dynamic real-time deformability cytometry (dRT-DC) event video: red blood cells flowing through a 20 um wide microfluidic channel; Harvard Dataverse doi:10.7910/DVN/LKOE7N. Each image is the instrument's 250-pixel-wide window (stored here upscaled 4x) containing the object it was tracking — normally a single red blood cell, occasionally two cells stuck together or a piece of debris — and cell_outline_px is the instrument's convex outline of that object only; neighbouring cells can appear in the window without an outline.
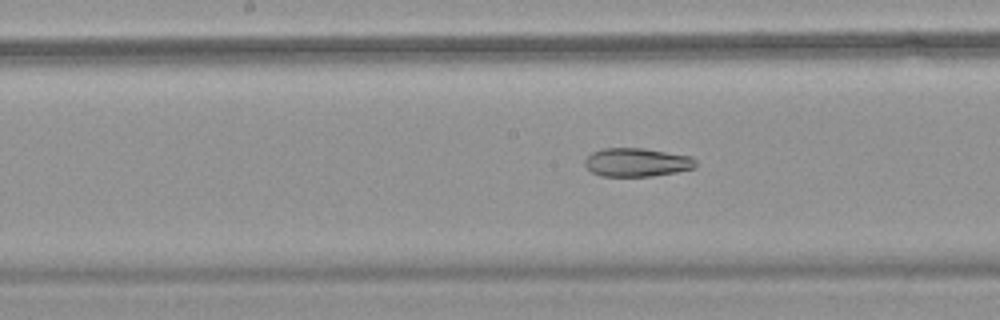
{"species": "common noctule bat (a hibernating species)", "species_latin": "Nyctalus noctula", "temperature_condition": "warm", "stored_images_in_passage": 57, "camera_frame_rate_fps": 3000, "um_per_image_px": 0.085, "animal": {"sex": "female", "body_mass_g": 18.4}, "frame": {"image": 1, "passage_image": 30, "time_ms": 9.667, "image_size_px": [1000, 320], "cell_outline_px": [[696, 168], [676, 172], [652, 176], [600, 176], [592, 172], [584, 164], [584, 160], [592, 152], [604, 148], [644, 148], [692, 156], [696, 160]], "centroid_in_image_um": [54.15, 13.79], "position_along_channel_um": 194.0, "area_um2": 18.55}}
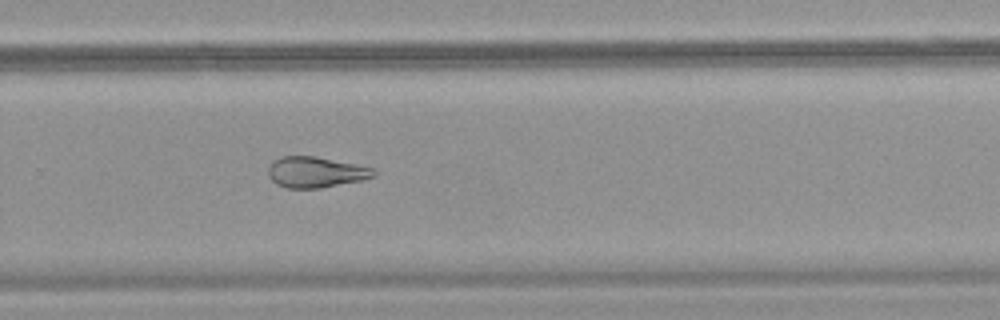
{"frame": {"image": 2, "passage_image": 39, "time_ms": 12.667, "image_size_px": [1000, 320], "cell_outline_px": [[376, 172], [372, 176], [364, 180], [320, 188], [288, 188], [276, 184], [268, 176], [268, 168], [272, 160], [280, 156], [316, 156], [372, 168]], "centroid_in_image_um": [26.78, 14.63], "position_along_channel_um": 303.0, "area_um2": 18.9}}
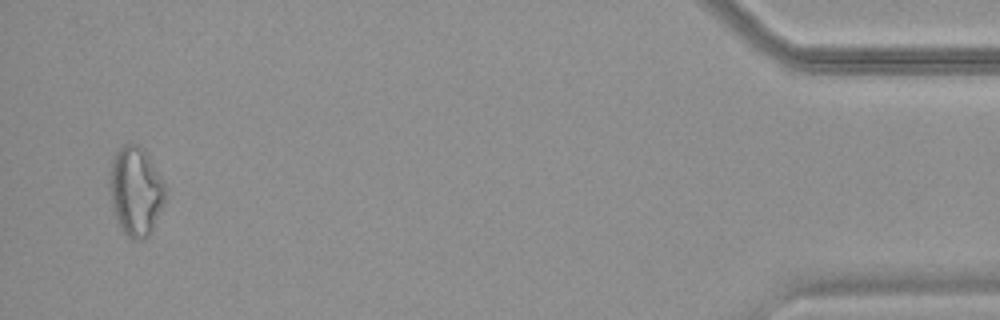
{"frame": {"image": 3, "passage_image": 55, "time_ms": 18.0, "image_size_px": [1000, 320], "cell_outline_px": [[168, 192], [164, 204], [152, 232], [148, 236], [132, 240], [120, 228], [112, 204], [108, 184], [108, 176], [112, 160], [116, 152], [124, 144], [136, 144], [144, 148], [164, 180], [168, 188]], "centroid_in_image_um": [11.57, 16.23], "position_along_channel_um": 423.6, "area_um2": 29.42}, "authors_computed_cell_mechanics": {"area_um2": 23.9292, "velocity_mm_per_s": 3.6438, "shape_relaxation_time_tau1_ms": null, "shape_relaxation_time_tau2_ms": 4.4954, "deformation_change_tau1": null, "deformation_change_tau2": 0.1161}}